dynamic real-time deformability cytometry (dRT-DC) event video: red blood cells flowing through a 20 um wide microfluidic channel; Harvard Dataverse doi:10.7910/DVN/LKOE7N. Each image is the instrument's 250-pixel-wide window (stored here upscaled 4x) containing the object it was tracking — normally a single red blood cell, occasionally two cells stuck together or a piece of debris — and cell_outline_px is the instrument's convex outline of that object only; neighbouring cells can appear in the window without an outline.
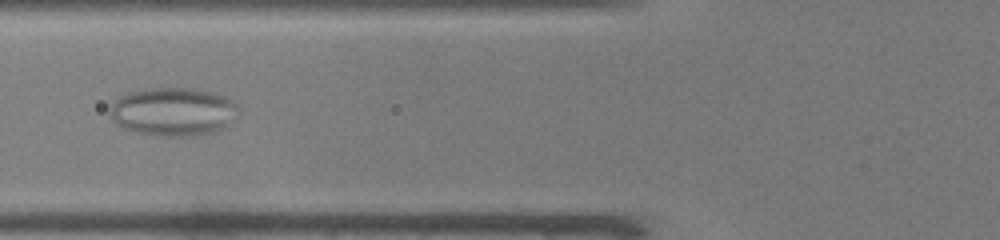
{"species": "common noctule bat (a hibernating species)", "species_latin": "Nyctalus noctula", "temperature_condition": "warm", "stored_images_in_passage": 36, "camera_frame_rate_fps": 3000, "um_per_image_px": 0.085, "animal": {"sex": "male", "body_mass_g": 19.0, "forearm_length_mm": 50.8}, "frame": {"image": 1, "passage_image": 4, "time_ms": 1.0, "image_size_px": [1000, 240], "cell_outline_px": [[240, 112], [228, 128], [220, 132], [192, 136], [164, 136], [136, 132], [124, 128], [116, 124], [112, 116], [112, 104], [120, 96], [128, 92], [144, 88], [196, 88], [212, 92], [224, 96], [232, 100], [236, 104]], "centroid_in_image_um": [14.81, 9.5], "position_along_channel_um": 111.0, "area_um2": 36.7}}
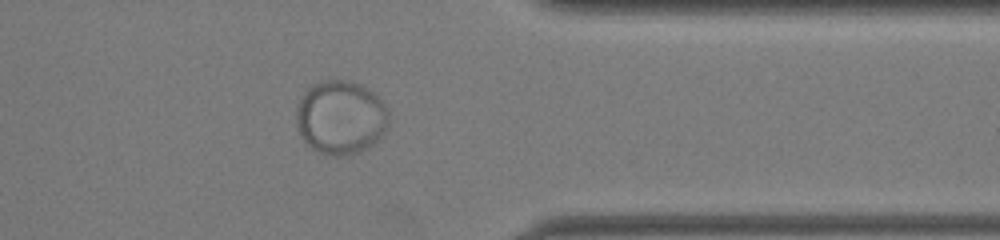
{"frame": {"image": 2, "passage_image": 26, "time_ms": 8.333, "image_size_px": [1000, 240], "cell_outline_px": [[388, 124], [384, 132], [368, 148], [360, 152], [344, 156], [332, 156], [320, 152], [312, 148], [300, 136], [296, 124], [296, 104], [300, 96], [312, 84], [324, 80], [348, 80], [360, 84], [376, 92], [384, 100], [388, 108]], "centroid_in_image_um": [28.96, 9.96], "position_along_channel_um": 382.4, "area_um2": 40.46}}